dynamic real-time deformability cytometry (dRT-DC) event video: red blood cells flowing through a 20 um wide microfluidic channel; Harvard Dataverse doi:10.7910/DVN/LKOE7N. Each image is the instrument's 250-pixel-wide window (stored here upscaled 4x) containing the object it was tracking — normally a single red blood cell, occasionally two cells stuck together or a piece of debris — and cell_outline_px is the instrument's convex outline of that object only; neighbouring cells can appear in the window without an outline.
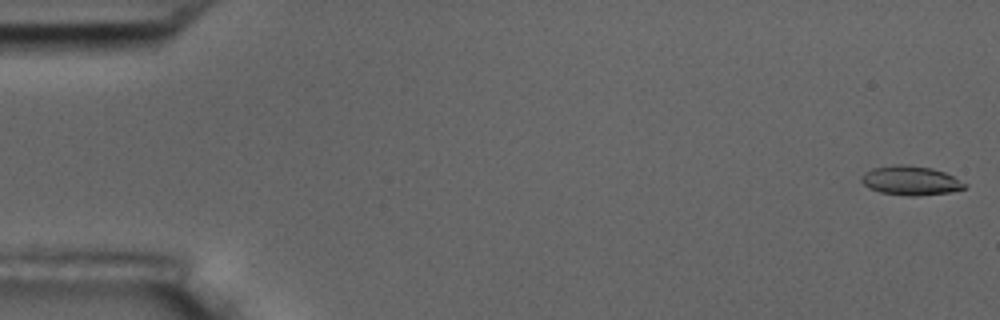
{"species": "common noctule bat (a hibernating species)", "species_latin": "Nyctalus noctula", "temperature_condition": "room temperature", "stored_images_in_passage": 5, "camera_frame_rate_fps": 3000, "um_per_image_px": 0.085, "animal": {"sex": "male", "body_mass_g": 17.5, "forearm_length_mm": 52.3}, "frame": {"image": 1, "passage_image": 1, "time_ms": 0.0, "image_size_px": [1000, 320], "cell_outline_px": [[968, 184], [964, 188], [948, 192], [916, 196], [908, 196], [880, 192], [868, 188], [860, 180], [860, 176], [864, 172], [872, 168], [892, 164], [908, 164], [932, 168], [944, 172]], "centroid_in_image_um": [77.35, 15.33], "position_along_channel_um": 7.6, "area_um2": 17.69}}
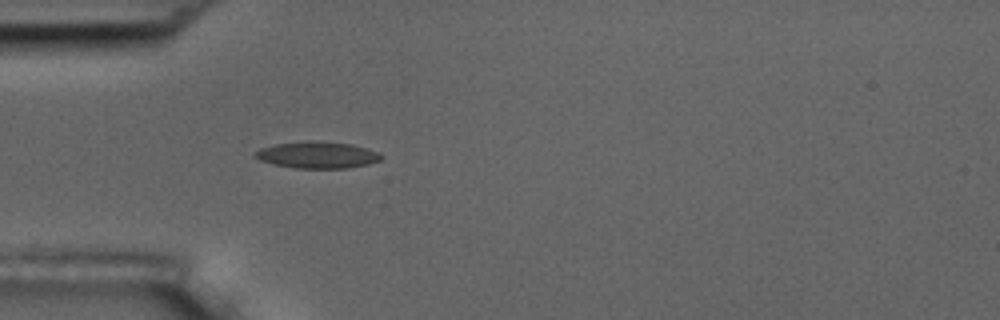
{"frame": {"image": 2, "passage_image": 5, "time_ms": 5.333, "image_size_px": [1000, 320], "cell_outline_px": [[384, 156], [380, 160], [368, 164], [348, 168], [296, 168], [276, 164], [260, 160], [252, 156], [260, 148], [276, 144], [352, 144], [380, 152]], "centroid_in_image_um": [27.03, 13.23], "position_along_channel_um": 58.0, "area_um2": 18.44}}